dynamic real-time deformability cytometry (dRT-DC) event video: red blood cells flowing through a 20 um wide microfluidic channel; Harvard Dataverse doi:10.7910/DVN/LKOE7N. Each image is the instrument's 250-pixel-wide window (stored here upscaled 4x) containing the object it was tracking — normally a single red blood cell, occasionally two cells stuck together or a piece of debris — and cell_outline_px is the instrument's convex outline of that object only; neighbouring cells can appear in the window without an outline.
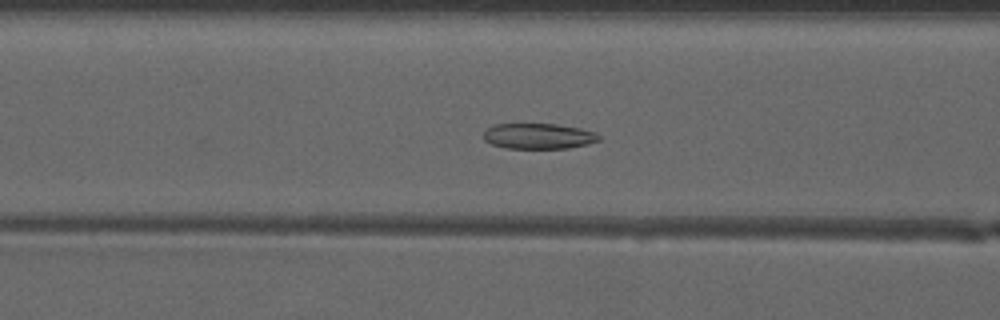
{"species": "common noctule bat (a hibernating species)", "species_latin": "Nyctalus noctula", "temperature_condition": "warm", "stored_images_in_passage": 38, "camera_frame_rate_fps": 3000, "um_per_image_px": 0.085, "animal": {"sex": "male", "forearm_length_mm": 52.5}, "frame": {"image": 1, "passage_image": 9, "time_ms": 2.667, "image_size_px": [1000, 320], "cell_outline_px": [[600, 140], [588, 144], [568, 148], [504, 148], [492, 144], [484, 140], [484, 128], [492, 124], [556, 124], [580, 128], [596, 132], [600, 136]], "centroid_in_image_um": [45.75, 11.56], "position_along_channel_um": 120.8, "area_um2": 17.34}}
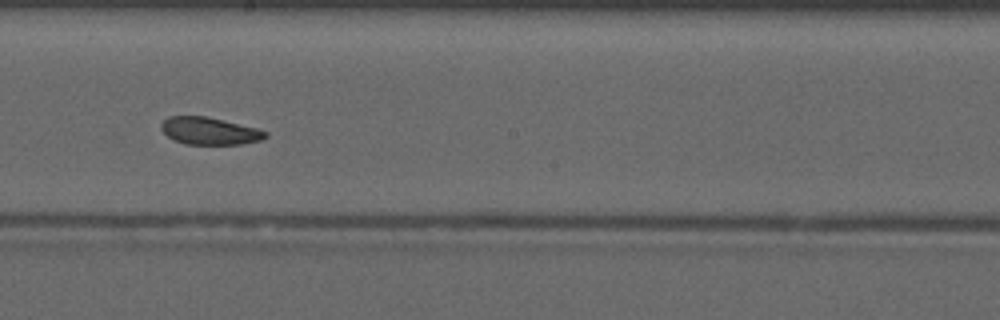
{"frame": {"image": 2, "passage_image": 17, "time_ms": 5.333, "image_size_px": [1000, 320], "cell_outline_px": [[268, 136], [260, 140], [240, 144], [184, 144], [172, 140], [160, 128], [160, 124], [168, 116], [204, 116], [256, 128], [268, 132]], "centroid_in_image_um": [17.77, 11.14], "position_along_channel_um": 230.4, "area_um2": 16.47}}
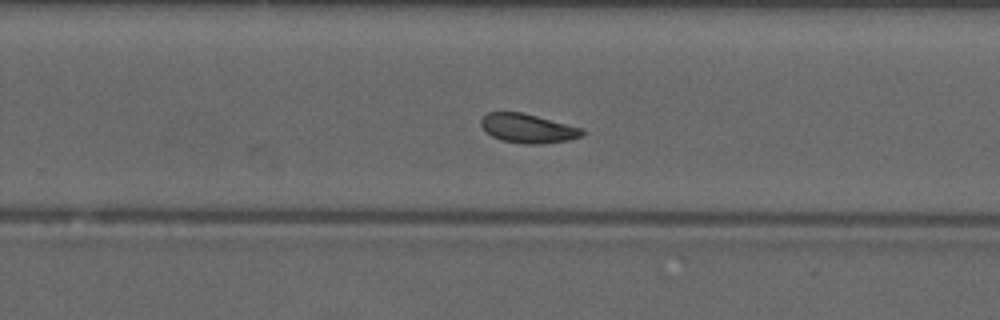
{"frame": {"image": 3, "passage_image": 21, "time_ms": 6.667, "image_size_px": [1000, 320], "cell_outline_px": [[584, 136], [568, 140], [544, 144], [524, 144], [500, 140], [492, 136], [480, 124], [480, 120], [488, 112], [520, 112], [536, 116], [580, 128], [584, 132]], "centroid_in_image_um": [44.85, 10.93], "position_along_channel_um": 285.0, "area_um2": 16.94}, "authors_computed_cell_mechanics": {"area_um2": 17.3689, "velocity_mm_per_s": 4.1214, "shape_relaxation_time_tau1_ms": null, "shape_relaxation_time_tau2_ms": 2.3649, "deformation_change_tau1": null, "deformation_change_tau2": 0.0815}}